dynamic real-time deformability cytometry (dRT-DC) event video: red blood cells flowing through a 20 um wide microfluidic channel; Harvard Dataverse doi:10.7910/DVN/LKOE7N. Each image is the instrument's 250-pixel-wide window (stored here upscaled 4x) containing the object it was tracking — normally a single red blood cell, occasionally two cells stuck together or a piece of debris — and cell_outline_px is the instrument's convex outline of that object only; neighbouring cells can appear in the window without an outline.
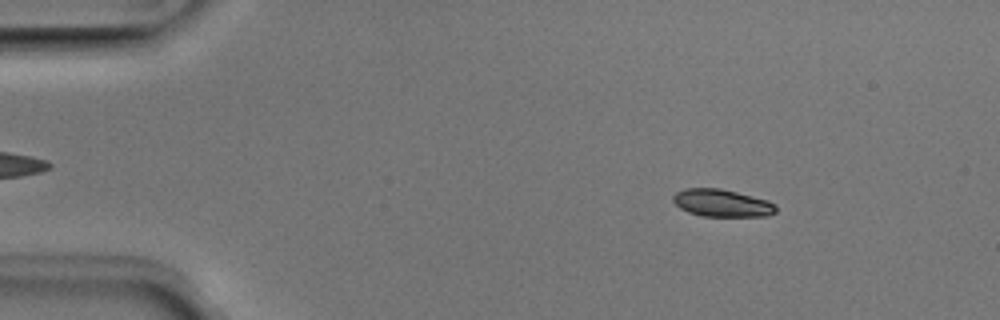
{"species": "Egyptian fruit bat (a non-hibernating species)", "species_latin": "Rousettus aegyptiacus", "temperature_condition": "room temperature", "stored_images_in_passage": 51, "camera_frame_rate_fps": 3000, "um_per_image_px": 0.085, "animal": {"sex": "male"}, "frame": {"image": 1, "passage_image": 7, "time_ms": 2.0, "image_size_px": [1000, 320], "cell_outline_px": [[776, 212], [768, 216], [704, 216], [688, 212], [680, 208], [672, 200], [672, 196], [676, 192], [684, 188], [720, 188], [768, 200], [776, 204]], "centroid_in_image_um": [61.36, 17.25], "position_along_channel_um": 23.6, "area_um2": 16.47}}
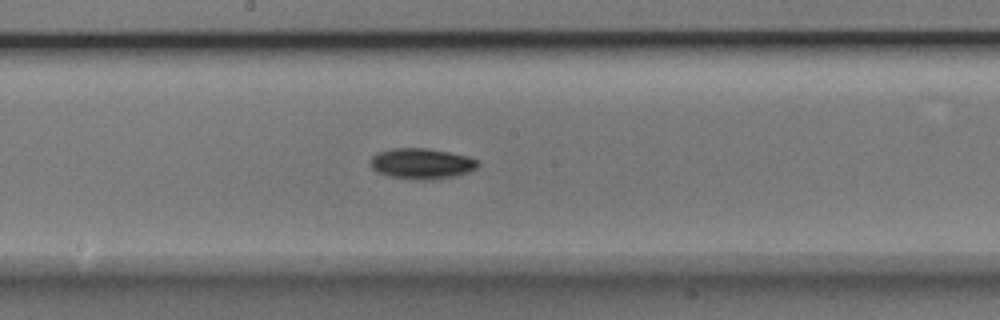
{"frame": {"image": 2, "passage_image": 27, "time_ms": 8.667, "image_size_px": [1000, 320], "cell_outline_px": [[480, 164], [476, 168], [468, 172], [456, 176], [432, 180], [416, 180], [388, 176], [376, 172], [368, 164], [368, 160], [376, 152], [392, 148], [428, 148], [468, 156], [476, 160]], "centroid_in_image_um": [35.78, 13.91], "position_along_channel_um": 212.4, "area_um2": 19.59}}
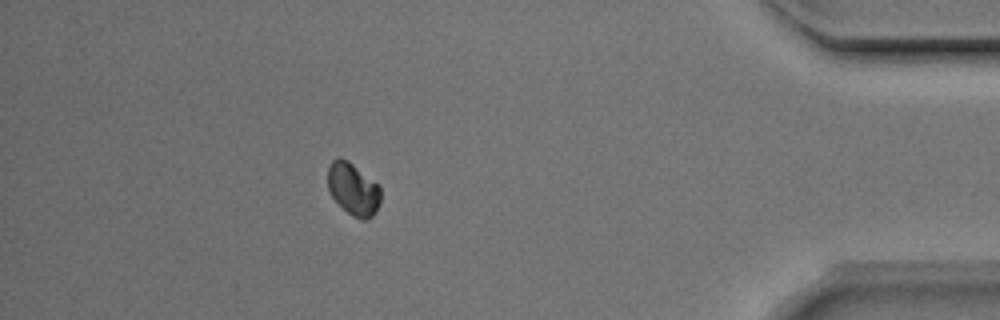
{"frame": {"image": 3, "passage_image": 45, "time_ms": 14.667, "image_size_px": [1000, 320], "cell_outline_px": [[380, 204], [376, 212], [368, 220], [364, 220], [352, 216], [332, 196], [328, 188], [328, 168], [332, 160], [340, 156], [348, 160], [376, 184], [380, 188]], "centroid_in_image_um": [30.02, 16.07], "position_along_channel_um": 405.2, "area_um2": 15.9}}